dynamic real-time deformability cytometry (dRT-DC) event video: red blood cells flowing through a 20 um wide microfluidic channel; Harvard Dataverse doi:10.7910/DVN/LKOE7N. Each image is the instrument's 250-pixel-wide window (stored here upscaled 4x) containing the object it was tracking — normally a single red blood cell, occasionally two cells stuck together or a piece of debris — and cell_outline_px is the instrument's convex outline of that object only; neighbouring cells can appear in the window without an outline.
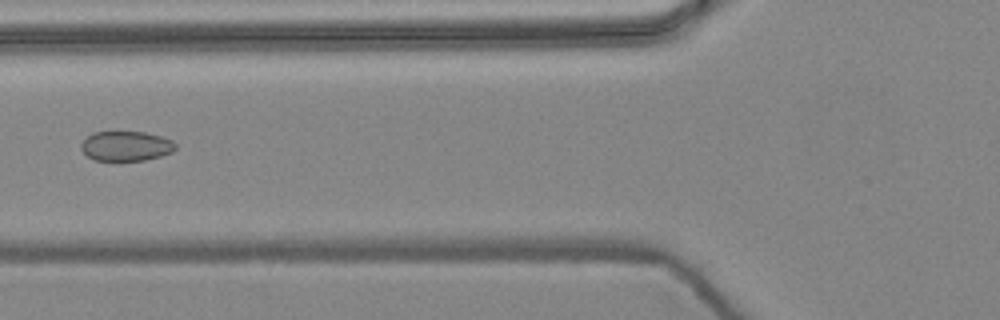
{"species": "common noctule bat (a hibernating species)", "species_latin": "Nyctalus noctula", "temperature_condition": "warm", "stored_images_in_passage": 6, "camera_frame_rate_fps": 3000, "um_per_image_px": 0.085, "animal": {"sex": "female", "body_mass_g": 24.6, "forearm_length_mm": 56.2}, "frame": {"image": 1, "passage_image": 6, "time_ms": 1.667, "image_size_px": [1000, 320], "cell_outline_px": [[176, 148], [172, 152], [160, 156], [144, 160], [96, 160], [88, 156], [80, 148], [80, 144], [92, 132], [144, 132], [160, 136], [172, 140], [176, 144]], "centroid_in_image_um": [10.72, 12.41], "position_along_channel_um": 115.1, "area_um2": 16.24}}